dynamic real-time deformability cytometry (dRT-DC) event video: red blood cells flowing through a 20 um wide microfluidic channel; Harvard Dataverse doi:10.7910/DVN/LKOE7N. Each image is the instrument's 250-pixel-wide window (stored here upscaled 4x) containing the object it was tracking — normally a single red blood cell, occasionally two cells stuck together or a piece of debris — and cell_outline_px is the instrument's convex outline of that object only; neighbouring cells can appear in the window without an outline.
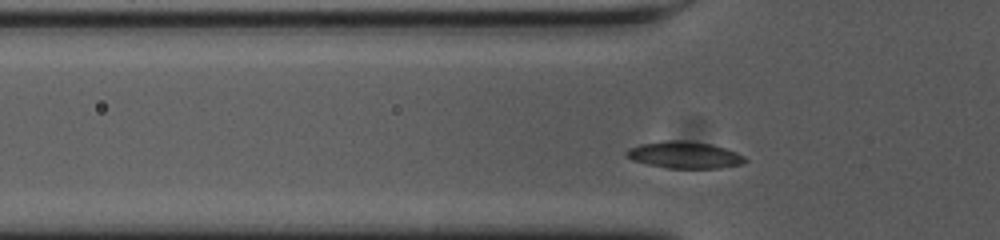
{"species": "common noctule bat (a hibernating species)", "species_latin": "Nyctalus noctula", "temperature_condition": "cold", "stored_images_in_passage": 35, "camera_frame_rate_fps": 3000, "um_per_image_px": 0.085, "animal": {"sex": "female", "body_mass_g": 23.0, "forearm_length_mm": 53.4}, "frame": {"image": 1, "passage_image": 7, "time_ms": 2.0, "image_size_px": [1000, 240], "cell_outline_px": [[748, 160], [744, 164], [720, 168], [668, 168], [648, 164], [632, 160], [628, 156], [628, 148], [640, 144], [664, 140], [684, 140], [712, 144], [736, 152], [744, 156]], "centroid_in_image_um": [58.23, 13.17], "position_along_channel_um": 67.6, "area_um2": 18.5}}
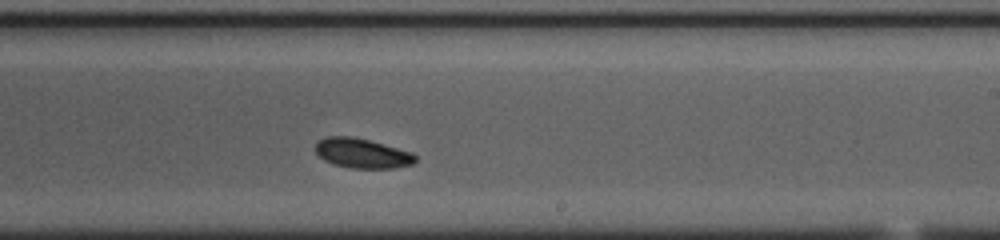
{"frame": {"image": 2, "passage_image": 23, "time_ms": 7.333, "image_size_px": [1000, 240], "cell_outline_px": [[416, 160], [412, 164], [396, 168], [352, 168], [336, 164], [324, 160], [312, 148], [320, 140], [328, 136], [352, 136], [384, 144], [412, 152], [416, 156]], "centroid_in_image_um": [30.78, 13.02], "position_along_channel_um": 258.2, "area_um2": 17.22}}
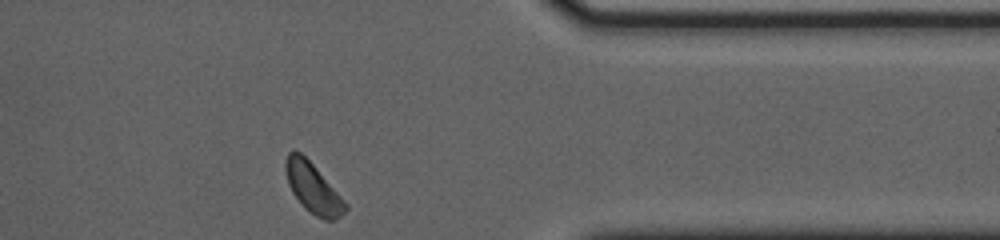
{"frame": {"image": 3, "passage_image": 35, "time_ms": 11.333, "image_size_px": [1000, 240], "cell_outline_px": [[348, 208], [336, 220], [324, 220], [316, 216], [304, 208], [292, 192], [288, 184], [284, 168], [284, 164], [288, 152], [300, 152], [316, 168], [348, 204]], "centroid_in_image_um": [26.6, 16.01], "position_along_channel_um": 384.8, "area_um2": 17.22}, "authors_computed_cell_mechanics": {"area_um2": 17.5712, "velocity_mm_per_s": 3.5756, "shape_relaxation_time_tau1_ms": 3.5683, "shape_relaxation_time_tau2_ms": null, "deformation_change_tau1": 0.082, "deformation_change_tau2": null}}